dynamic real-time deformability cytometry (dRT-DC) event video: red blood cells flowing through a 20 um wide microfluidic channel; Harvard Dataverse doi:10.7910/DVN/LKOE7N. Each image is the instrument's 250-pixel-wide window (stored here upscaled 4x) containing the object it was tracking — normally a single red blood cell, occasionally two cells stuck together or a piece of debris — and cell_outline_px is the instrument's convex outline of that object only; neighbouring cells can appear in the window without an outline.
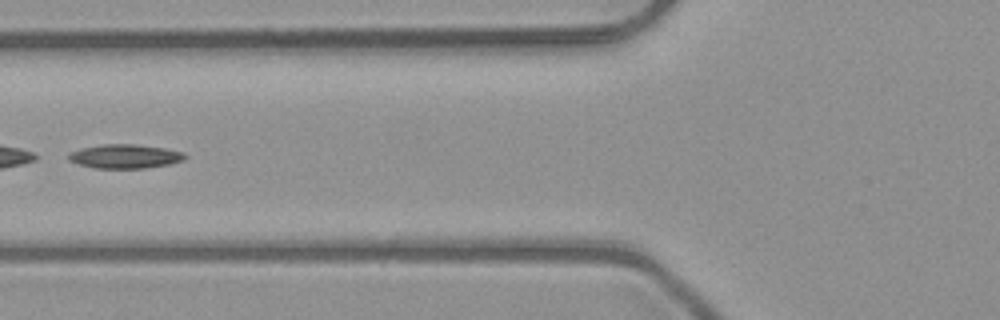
{"species": "common noctule bat (a hibernating species)", "species_latin": "Nyctalus noctula", "temperature_condition": "room temperature", "stored_images_in_passage": 5, "camera_frame_rate_fps": 3000, "um_per_image_px": 0.085, "animal": {"sex": "male", "body_mass_g": 23.1, "forearm_length_mm": 52.7}, "frame": {"image": 1, "passage_image": 4, "time_ms": 1.0, "image_size_px": [1000, 320], "cell_outline_px": [[188, 156], [184, 160], [168, 164], [144, 168], [96, 168], [80, 164], [68, 160], [68, 156], [72, 152], [80, 148], [104, 144], [136, 144], [164, 148], [184, 152]], "centroid_in_image_um": [10.65, 13.28], "position_along_channel_um": 115.1, "area_um2": 16.18}}
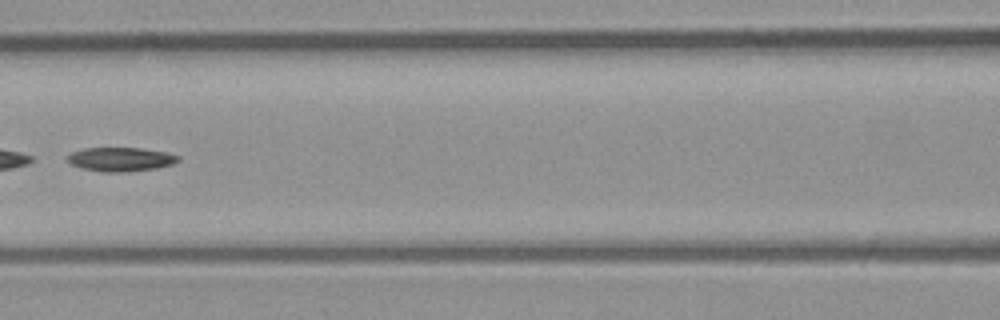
{"frame": {"image": 2, "passage_image": 5, "time_ms": 1.333, "image_size_px": [1000, 320], "cell_outline_px": [[180, 160], [172, 164], [156, 168], [128, 172], [100, 172], [80, 168], [68, 164], [64, 156], [72, 152], [84, 148], [140, 148], [168, 152], [180, 156]], "centroid_in_image_um": [10.2, 13.54], "position_along_channel_um": 156.4, "area_um2": 15.84}}